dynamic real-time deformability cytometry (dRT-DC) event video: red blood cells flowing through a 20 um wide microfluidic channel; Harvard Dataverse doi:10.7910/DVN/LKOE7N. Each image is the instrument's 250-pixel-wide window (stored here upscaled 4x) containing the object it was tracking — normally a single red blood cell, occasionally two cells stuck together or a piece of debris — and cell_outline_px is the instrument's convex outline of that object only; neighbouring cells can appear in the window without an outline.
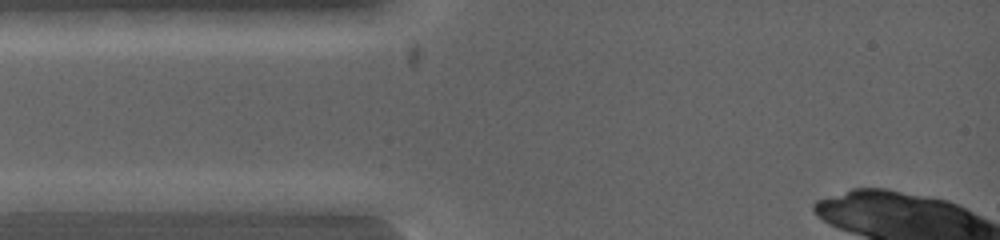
{"species": "common noctule bat (a hibernating species)", "species_latin": "Nyctalus noctula", "temperature_condition": "warm", "stored_images_in_passage": 5, "segment_of_instrument_passage": [1, 2], "camera_frame_rate_fps": 5000, "um_per_image_px": 0.085, "animal": {"sex": "female", "body_mass_g": 19.0, "forearm_length_mm": 53.3}, "frame": {"image": 1, "passage_image": 3, "time_ms": 0.2, "image_size_px": [1000, 240], "cell_outline_px": [[176, 200], [112, 212], [16, 212], [16, 200], [36, 192], [136, 192]], "centroid_in_image_um": [7.26, 17.15], "position_along_channel_um": 77.7, "area_um2": 18.61}}